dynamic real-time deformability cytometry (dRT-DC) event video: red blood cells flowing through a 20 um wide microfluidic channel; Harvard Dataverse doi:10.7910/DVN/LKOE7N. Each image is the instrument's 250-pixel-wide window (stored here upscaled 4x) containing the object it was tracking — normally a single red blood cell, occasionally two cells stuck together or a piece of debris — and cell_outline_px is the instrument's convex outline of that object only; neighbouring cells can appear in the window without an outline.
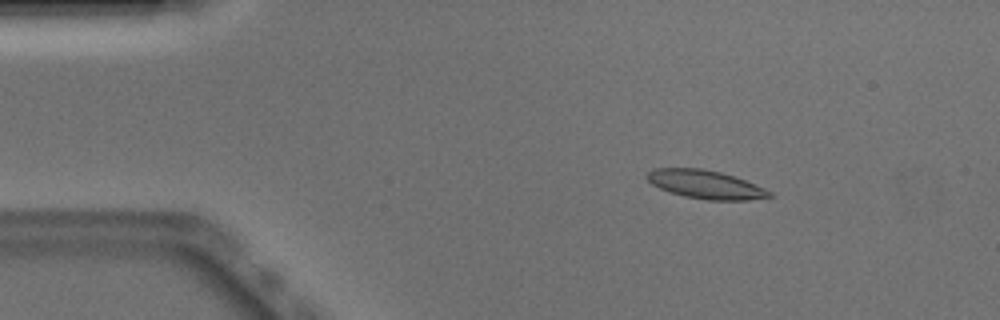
{"species": "Egyptian fruit bat (a non-hibernating species)", "species_latin": "Rousettus aegyptiacus", "temperature_condition": "warm", "stored_images_in_passage": 46, "camera_frame_rate_fps": 3000, "um_per_image_px": 0.085, "animal": {"sex": "male"}, "frame": {"image": 1, "passage_image": 2, "time_ms": 0.333, "image_size_px": [1000, 320], "cell_outline_px": [[772, 196], [748, 200], [708, 200], [684, 196], [660, 188], [652, 184], [644, 176], [648, 172], [656, 168], [700, 168], [720, 172], [744, 180], [764, 188], [772, 192]], "centroid_in_image_um": [59.95, 15.68], "position_along_channel_um": 25.1, "area_um2": 20.0}}
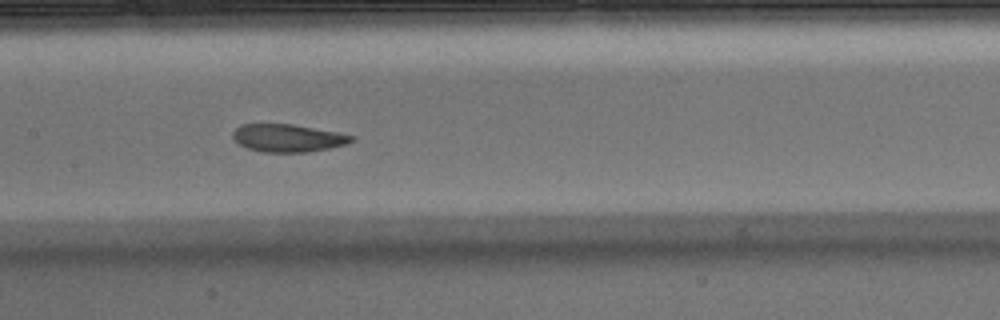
{"frame": {"image": 2, "passage_image": 19, "time_ms": 6.0, "image_size_px": [1000, 320], "cell_outline_px": [[356, 140], [348, 144], [308, 152], [264, 152], [248, 148], [236, 144], [232, 136], [232, 132], [240, 124], [292, 124], [340, 132], [356, 136]], "centroid_in_image_um": [24.49, 11.73], "position_along_channel_um": 182.9, "area_um2": 19.48}}
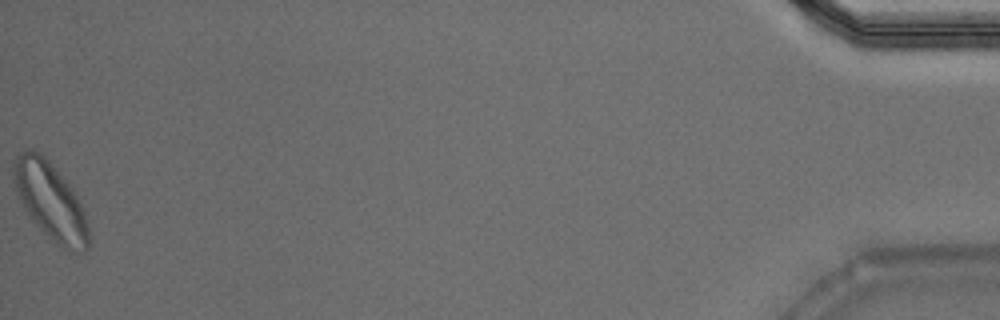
{"frame": {"image": 3, "passage_image": 46, "time_ms": 15.0, "image_size_px": [1000, 320], "cell_outline_px": [[88, 248], [84, 252], [68, 252], [56, 244], [32, 220], [20, 200], [16, 192], [12, 176], [12, 172], [16, 156], [24, 148], [36, 152], [44, 156], [48, 160], [76, 192], [84, 212], [88, 228]], "centroid_in_image_um": [4.29, 17.1], "position_along_channel_um": 430.9, "area_um2": 33.64}, "authors_computed_cell_mechanics": {"area_um2": 20.3745, "velocity_mm_per_s": 3.8818, "shape_relaxation_time_tau1_ms": 4.1262, "shape_relaxation_time_tau2_ms": 2.5047, "deformation_change_tau1": 0.1458, "deformation_change_tau2": 0.0949}}